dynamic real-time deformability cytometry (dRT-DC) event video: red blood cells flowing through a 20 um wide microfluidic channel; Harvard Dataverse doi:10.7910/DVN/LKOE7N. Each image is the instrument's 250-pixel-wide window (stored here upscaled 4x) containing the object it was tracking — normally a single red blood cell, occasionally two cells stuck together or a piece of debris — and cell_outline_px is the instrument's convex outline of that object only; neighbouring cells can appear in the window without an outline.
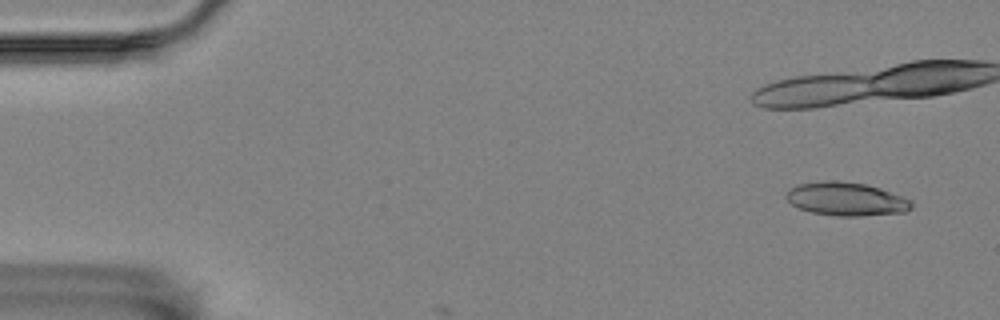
{"species": "Egyptian fruit bat (a non-hibernating species)", "species_latin": "Rousettus aegyptiacus", "temperature_condition": "room temperature", "stored_images_in_passage": 7, "camera_frame_rate_fps": 3000, "um_per_image_px": 0.085, "animal": {"sex": "female"}, "frame": {"image": 1, "passage_image": 4, "time_ms": 1.0, "image_size_px": [1000, 320], "cell_outline_px": [[912, 208], [904, 212], [860, 216], [836, 216], [812, 212], [800, 208], [792, 204], [784, 196], [796, 184], [824, 180], [836, 180], [864, 184], [880, 188], [912, 200]], "centroid_in_image_um": [71.93, 16.91], "position_along_channel_um": 13.1, "area_um2": 24.33}}